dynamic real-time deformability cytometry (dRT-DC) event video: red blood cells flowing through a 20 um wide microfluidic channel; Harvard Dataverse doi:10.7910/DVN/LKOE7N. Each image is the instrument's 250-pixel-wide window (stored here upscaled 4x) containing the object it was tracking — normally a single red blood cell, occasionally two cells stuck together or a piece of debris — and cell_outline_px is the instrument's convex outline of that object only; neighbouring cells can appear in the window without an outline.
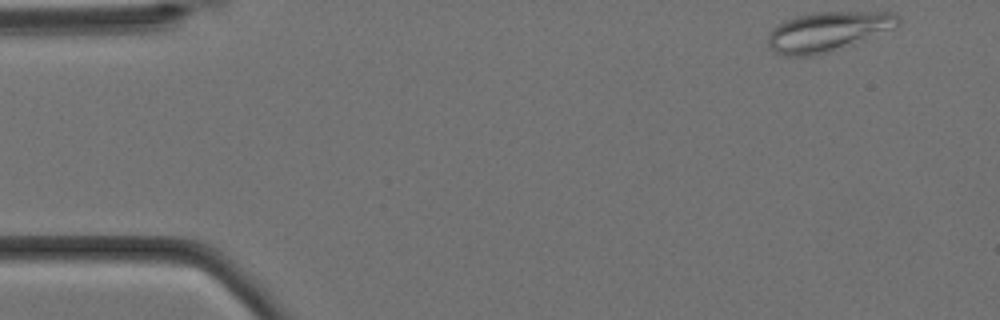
{"species": "Egyptian fruit bat (a non-hibernating species)", "species_latin": "Rousettus aegyptiacus", "temperature_condition": "cold", "stored_images_in_passage": 3, "camera_frame_rate_fps": 3000, "um_per_image_px": 0.085, "animal": {"sex": "female"}, "frame": {"image": 1, "passage_image": 1, "time_ms": 0.0, "image_size_px": [1000, 320], "cell_outline_px": [[900, 24], [892, 28], [828, 52], [812, 56], [784, 56], [772, 52], [768, 48], [768, 32], [772, 28], [784, 20], [796, 16], [812, 12], [896, 12], [900, 16]], "centroid_in_image_um": [70.28, 2.67], "position_along_channel_um": 14.7, "area_um2": 29.88}}